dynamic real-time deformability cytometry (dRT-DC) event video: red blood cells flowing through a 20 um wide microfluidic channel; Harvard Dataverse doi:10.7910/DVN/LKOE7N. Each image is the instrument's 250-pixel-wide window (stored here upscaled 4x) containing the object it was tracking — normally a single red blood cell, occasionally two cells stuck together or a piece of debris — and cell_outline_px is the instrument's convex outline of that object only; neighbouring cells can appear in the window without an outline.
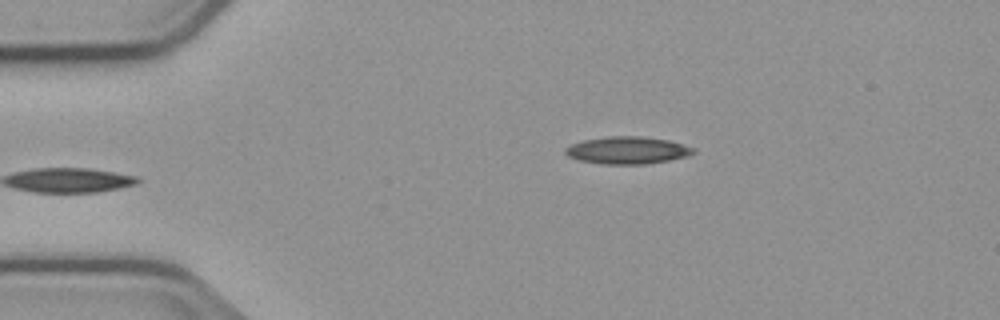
{"species": "common noctule bat (a hibernating species)", "species_latin": "Nyctalus noctula", "temperature_condition": "cold", "stored_images_in_passage": 4, "camera_frame_rate_fps": 3000, "um_per_image_px": 0.085, "animal": {"sex": "male", "body_mass_g": 23.1, "forearm_length_mm": 52.7}, "frame": {"image": 1, "passage_image": 4, "time_ms": 4.333, "image_size_px": [1000, 320], "cell_outline_px": [[696, 152], [688, 156], [668, 160], [644, 164], [604, 164], [580, 160], [568, 156], [564, 152], [564, 148], [568, 144], [580, 140], [608, 136], [640, 136], [668, 140], [696, 148]], "centroid_in_image_um": [53.3, 12.76], "position_along_channel_um": 31.7, "area_um2": 20.52}}